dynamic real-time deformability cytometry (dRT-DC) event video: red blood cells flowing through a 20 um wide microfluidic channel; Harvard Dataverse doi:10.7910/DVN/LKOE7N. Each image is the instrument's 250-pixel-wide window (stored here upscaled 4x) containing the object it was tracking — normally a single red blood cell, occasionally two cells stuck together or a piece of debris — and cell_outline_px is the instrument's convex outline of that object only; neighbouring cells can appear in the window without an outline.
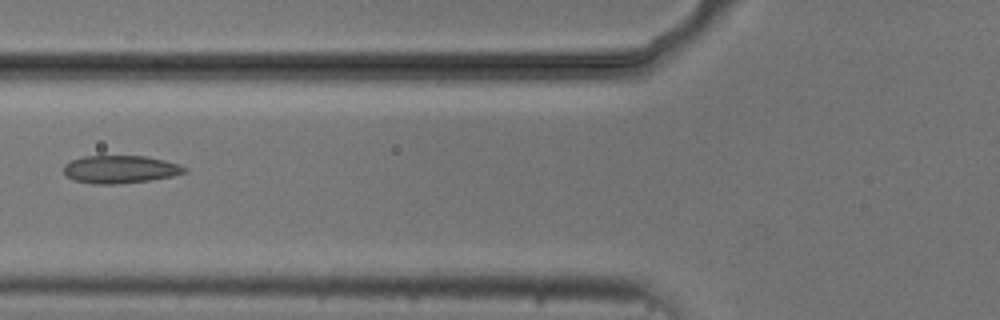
{"species": "common noctule bat (a hibernating species)", "species_latin": "Nyctalus noctula", "temperature_condition": "cold", "stored_images_in_passage": 3, "camera_frame_rate_fps": 3000, "um_per_image_px": 0.085, "animal": {"sex": "male", "body_mass_g": 20.5, "forearm_length_mm": 52.5}, "frame": {"image": 1, "passage_image": 3, "time_ms": 2.333, "image_size_px": [1000, 320], "cell_outline_px": [[188, 168], [184, 172], [172, 176], [148, 180], [112, 184], [96, 184], [76, 180], [68, 176], [64, 172], [64, 164], [72, 160], [84, 156], [144, 156], [164, 160], [180, 164]], "centroid_in_image_um": [10.23, 14.38], "position_along_channel_um": 115.6, "area_um2": 19.25}}